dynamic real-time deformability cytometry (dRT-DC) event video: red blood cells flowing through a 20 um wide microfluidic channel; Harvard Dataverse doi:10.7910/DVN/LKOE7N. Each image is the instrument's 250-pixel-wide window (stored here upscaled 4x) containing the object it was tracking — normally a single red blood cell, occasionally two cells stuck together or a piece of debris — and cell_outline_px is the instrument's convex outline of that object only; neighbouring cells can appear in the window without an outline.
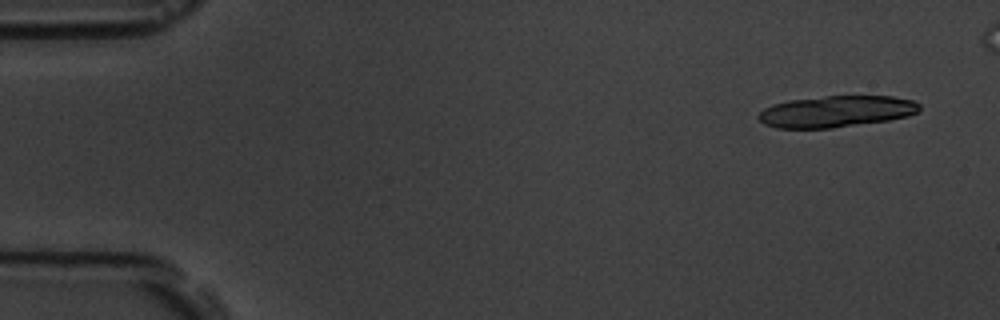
{"species": "common noctule bat (a hibernating species)", "species_latin": "Nyctalus noctula", "temperature_condition": "room temperature", "stored_images_in_passage": 6, "camera_frame_rate_fps": 3000, "um_per_image_px": 0.085, "animal": {"sex": "male", "body_mass_g": 19.5, "forearm_length_mm": 54.6}, "frame": {"image": 1, "passage_image": 1, "time_ms": 0.0, "image_size_px": [1000, 320], "cell_outline_px": [[920, 108], [916, 112], [908, 116], [888, 120], [832, 128], [776, 128], [764, 124], [756, 116], [764, 108], [772, 104], [788, 100], [824, 96], [892, 96], [912, 100], [920, 104]], "centroid_in_image_um": [71.04, 9.47], "position_along_channel_um": 14.0, "area_um2": 29.54}}
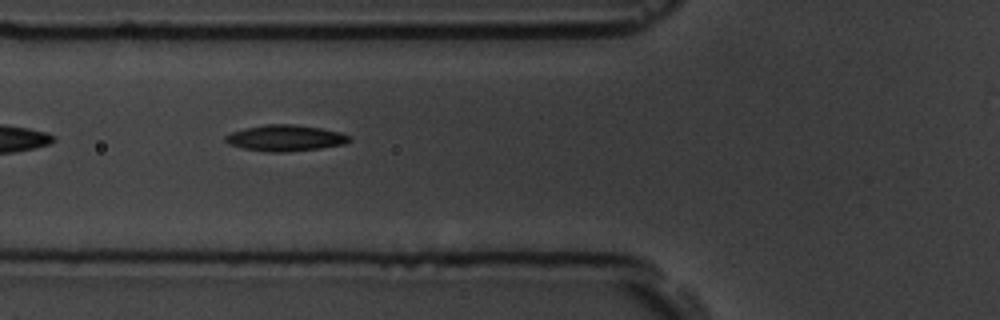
{"frame": {"image": 2, "passage_image": 6, "time_ms": 6.0, "image_size_px": [1000, 320], "cell_outline_px": [[352, 140], [344, 144], [320, 148], [284, 152], [268, 152], [244, 148], [228, 144], [224, 140], [224, 136], [232, 132], [244, 128], [264, 124], [296, 124], [320, 128], [340, 132], [352, 136]], "centroid_in_image_um": [24.26, 11.72], "position_along_channel_um": 101.5, "area_um2": 18.96}}